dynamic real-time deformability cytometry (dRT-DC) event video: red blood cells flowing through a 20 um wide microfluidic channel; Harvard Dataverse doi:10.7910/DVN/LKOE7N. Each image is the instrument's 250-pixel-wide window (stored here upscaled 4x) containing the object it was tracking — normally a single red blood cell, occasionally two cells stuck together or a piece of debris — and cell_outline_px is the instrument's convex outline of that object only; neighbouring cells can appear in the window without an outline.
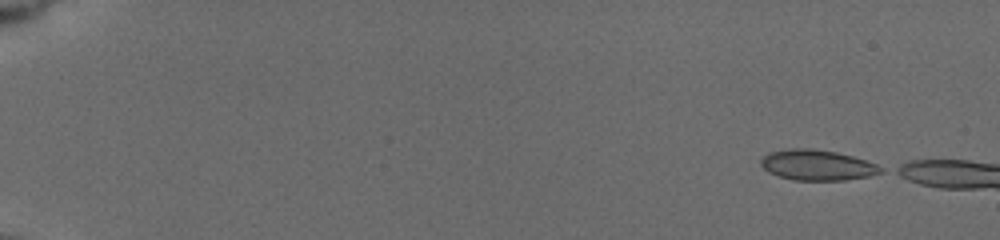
{"species": "common noctule bat (a hibernating species)", "species_latin": "Nyctalus noctula", "temperature_condition": "cold", "stored_images_in_passage": 26, "camera_frame_rate_fps": 3000, "um_per_image_px": 0.085, "animal": {"sex": "female", "body_mass_g": 19.5, "forearm_length_mm": 54.1}, "frame": {"image": 1, "passage_image": 1, "time_ms": 0.0, "image_size_px": [1000, 240], "cell_outline_px": [[884, 172], [868, 176], [844, 180], [792, 180], [768, 172], [760, 164], [760, 160], [768, 152], [792, 148], [812, 148], [836, 152], [852, 156], [876, 164], [884, 168]], "centroid_in_image_um": [69.45, 14.03], "position_along_channel_um": 15.5, "area_um2": 21.27}}